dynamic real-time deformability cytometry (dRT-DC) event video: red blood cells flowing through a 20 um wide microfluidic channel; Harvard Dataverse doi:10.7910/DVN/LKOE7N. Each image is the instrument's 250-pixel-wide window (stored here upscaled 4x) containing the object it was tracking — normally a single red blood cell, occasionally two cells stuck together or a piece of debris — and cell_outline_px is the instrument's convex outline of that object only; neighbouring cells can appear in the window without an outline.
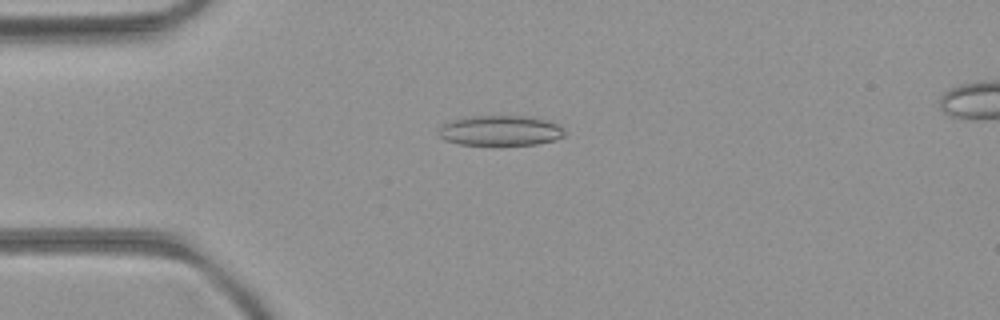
{"species": "common noctule bat (a hibernating species)", "species_latin": "Nyctalus noctula", "temperature_condition": "room temperature", "stored_images_in_passage": 53, "camera_frame_rate_fps": 3000, "um_per_image_px": 0.085, "animal": {"sex": "female", "body_mass_g": 21.9}, "frame": {"image": 1, "passage_image": 14, "time_ms": 4.333, "image_size_px": [1000, 320], "cell_outline_px": [[564, 136], [552, 140], [536, 144], [460, 144], [444, 140], [436, 132], [440, 124], [464, 116], [528, 116], [544, 120], [556, 124], [564, 128]], "centroid_in_image_um": [42.45, 11.08], "position_along_channel_um": 42.6, "area_um2": 22.08}}
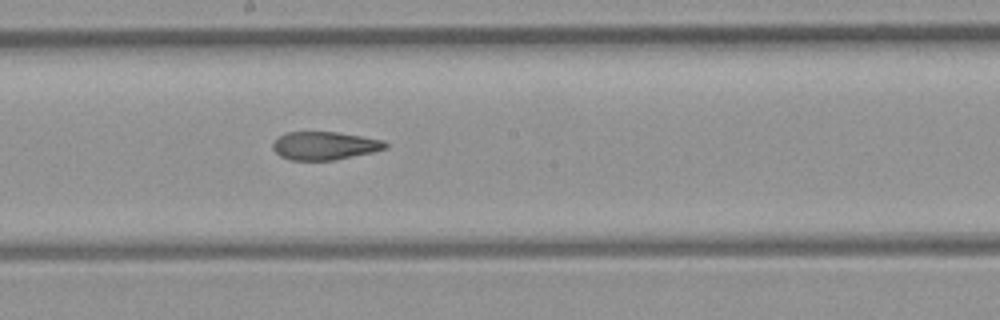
{"frame": {"image": 2, "passage_image": 29, "time_ms": 9.333, "image_size_px": [1000, 320], "cell_outline_px": [[388, 148], [372, 152], [336, 160], [292, 160], [280, 156], [272, 148], [272, 144], [280, 136], [288, 132], [336, 132], [384, 140], [388, 144]], "centroid_in_image_um": [27.61, 12.39], "position_along_channel_um": 220.6, "area_um2": 18.38}}
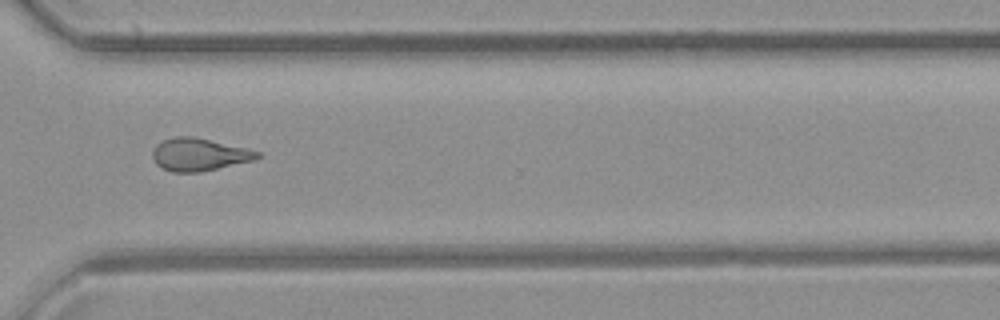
{"frame": {"image": 3, "passage_image": 39, "time_ms": 12.667, "image_size_px": [1000, 320], "cell_outline_px": [[260, 156], [256, 160], [200, 172], [172, 172], [160, 168], [156, 164], [152, 156], [152, 152], [156, 144], [164, 140], [176, 136], [192, 136], [248, 148], [260, 152]], "centroid_in_image_um": [16.93, 13.14], "position_along_channel_um": 353.7, "area_um2": 20.06}, "authors_computed_cell_mechanics": {"area_um2": 20.2878, "velocity_mm_per_s": 4.0113, "shape_relaxation_time_tau1_ms": null, "shape_relaxation_time_tau2_ms": 2.8693, "deformation_change_tau1": null, "deformation_change_tau2": 0.103}}